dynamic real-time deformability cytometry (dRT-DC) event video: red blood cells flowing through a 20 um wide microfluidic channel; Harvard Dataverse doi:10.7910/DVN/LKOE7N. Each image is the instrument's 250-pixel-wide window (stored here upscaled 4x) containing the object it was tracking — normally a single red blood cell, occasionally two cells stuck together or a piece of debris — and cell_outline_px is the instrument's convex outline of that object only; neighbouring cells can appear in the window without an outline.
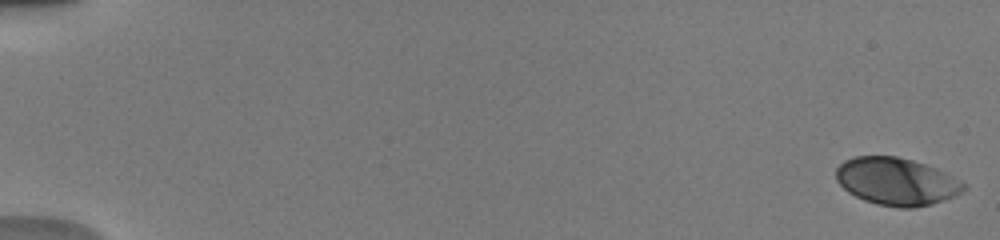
{"species": "human", "species_latin": "Homo sapiens", "temperature_condition": "warm", "stored_images_in_passage": 22, "camera_frame_rate_fps": 3000, "um_per_image_px": 0.085, "donor": {"sex": "male"}, "frame": {"image": 1, "passage_image": 1, "time_ms": 0.0, "image_size_px": [1000, 240], "cell_outline_px": [[964, 188], [960, 192], [952, 196], [932, 204], [916, 208], [900, 208], [876, 204], [864, 200], [848, 192], [836, 180], [836, 168], [844, 160], [856, 156], [896, 156], [912, 160], [936, 168], [964, 184]], "centroid_in_image_um": [76.14, 15.43], "position_along_channel_um": 8.9, "area_um2": 34.91}}
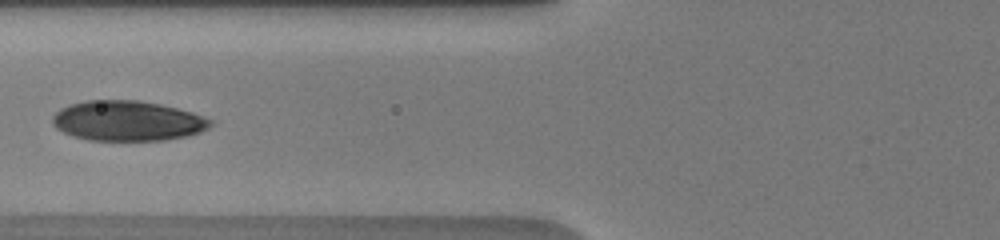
{"frame": {"image": 2, "passage_image": 18, "time_ms": 7.333, "image_size_px": [1000, 240], "cell_outline_px": [[212, 124], [208, 128], [200, 132], [188, 136], [164, 140], [88, 140], [72, 136], [56, 128], [52, 124], [52, 116], [60, 108], [68, 104], [84, 100], [140, 100], [160, 104], [192, 112], [212, 120]], "centroid_in_image_um": [10.81, 10.26], "position_along_channel_um": 115.0, "area_um2": 37.11}}
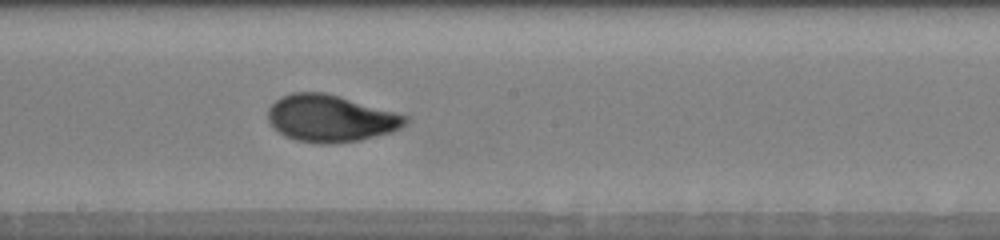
{"frame": {"image": 3, "passage_image": 22, "time_ms": 10.0, "image_size_px": [1000, 240], "cell_outline_px": [[412, 120], [408, 124], [392, 132], [360, 140], [296, 140], [284, 136], [268, 120], [268, 108], [280, 96], [292, 92], [324, 92], [412, 116]], "centroid_in_image_um": [28.17, 10.0], "position_along_channel_um": 220.0, "area_um2": 36.88}}